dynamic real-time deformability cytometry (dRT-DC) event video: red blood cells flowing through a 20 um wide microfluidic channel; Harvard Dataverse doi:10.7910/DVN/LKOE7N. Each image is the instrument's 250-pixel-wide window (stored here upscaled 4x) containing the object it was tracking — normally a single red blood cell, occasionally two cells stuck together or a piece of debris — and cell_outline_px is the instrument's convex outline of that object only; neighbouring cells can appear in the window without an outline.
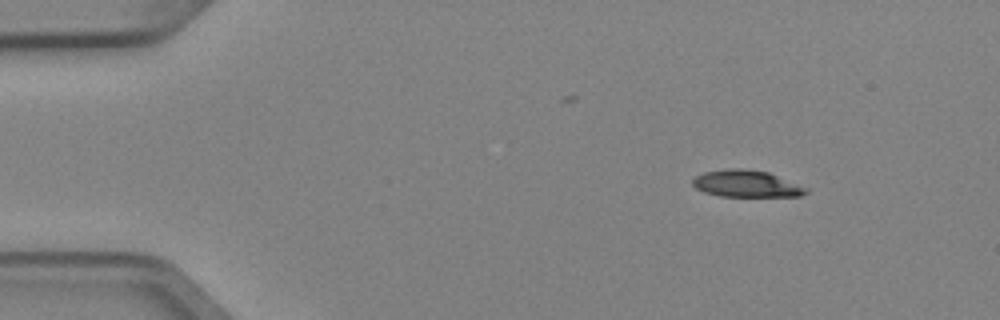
{"species": "Egyptian fruit bat (a non-hibernating species)", "species_latin": "Rousettus aegyptiacus", "temperature_condition": "cold", "stored_images_in_passage": 4, "camera_frame_rate_fps": 3000, "um_per_image_px": 0.085, "animal": {"sex": "female"}, "frame": {"image": 1, "passage_image": 1, "time_ms": 0.0, "image_size_px": [1000, 320], "cell_outline_px": [[808, 192], [800, 196], [720, 196], [704, 192], [696, 188], [692, 184], [692, 180], [696, 176], [704, 172], [728, 168], [740, 168], [768, 172], [808, 188]], "centroid_in_image_um": [63.43, 15.61], "position_along_channel_um": 21.6, "area_um2": 17.63}}
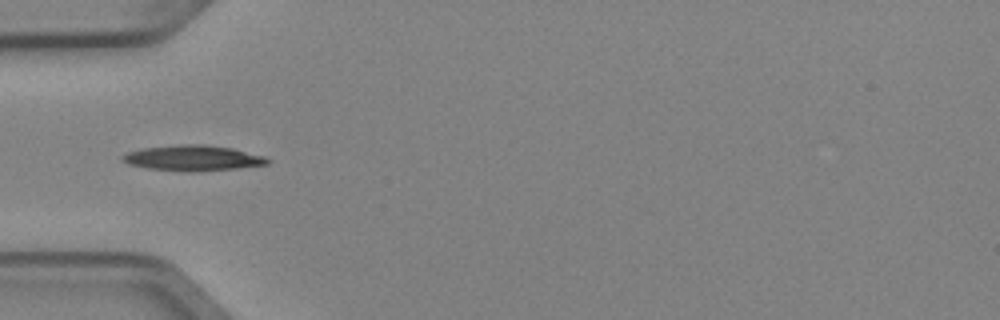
{"frame": {"image": 2, "passage_image": 4, "time_ms": 1.0, "image_size_px": [1000, 320], "cell_outline_px": [[272, 160], [268, 164], [236, 168], [192, 172], [188, 172], [148, 168], [128, 164], [120, 160], [120, 156], [128, 152], [144, 148], [180, 144], [204, 144], [232, 148], [264, 156]], "centroid_in_image_um": [16.38, 13.43], "position_along_channel_um": 68.6, "area_um2": 21.56}}